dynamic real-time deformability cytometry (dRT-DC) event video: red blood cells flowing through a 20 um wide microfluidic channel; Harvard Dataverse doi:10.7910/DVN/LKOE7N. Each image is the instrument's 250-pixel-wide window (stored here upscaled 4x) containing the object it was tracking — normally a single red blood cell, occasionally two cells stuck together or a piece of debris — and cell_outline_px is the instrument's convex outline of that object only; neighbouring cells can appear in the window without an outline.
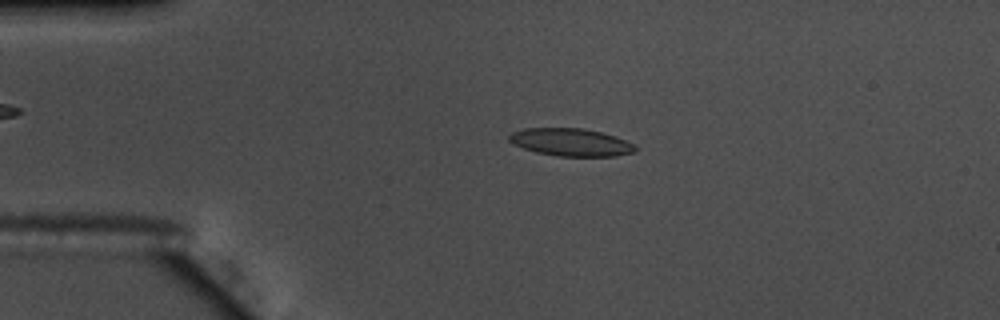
{"species": "common noctule bat (a hibernating species)", "species_latin": "Nyctalus noctula", "temperature_condition": "warm", "stored_images_in_passage": 55, "camera_frame_rate_fps": 3000, "um_per_image_px": 0.085, "animal": {"sex": "male", "body_mass_g": 17.5, "forearm_length_mm": 52.3}, "frame": {"image": 1, "passage_image": 12, "time_ms": 3.667, "image_size_px": [1000, 320], "cell_outline_px": [[636, 152], [616, 156], [556, 156], [536, 152], [512, 144], [508, 140], [508, 136], [512, 132], [524, 128], [580, 128], [600, 132], [616, 136], [632, 144], [636, 148]], "centroid_in_image_um": [48.49, 12.09], "position_along_channel_um": 36.5, "area_um2": 20.29}}
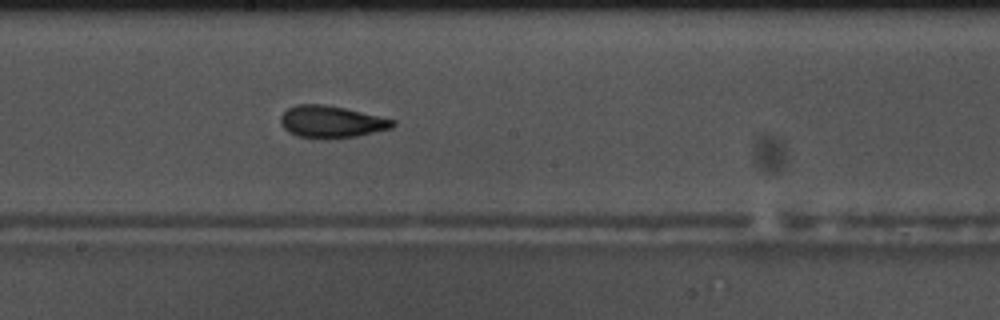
{"frame": {"image": 2, "passage_image": 30, "time_ms": 9.667, "image_size_px": [1000, 320], "cell_outline_px": [[396, 124], [392, 128], [356, 136], [324, 140], [296, 136], [288, 132], [280, 124], [280, 116], [288, 108], [296, 104], [324, 104], [344, 108], [396, 120]], "centroid_in_image_um": [28.13, 10.37], "position_along_channel_um": 220.1, "area_um2": 21.15}}
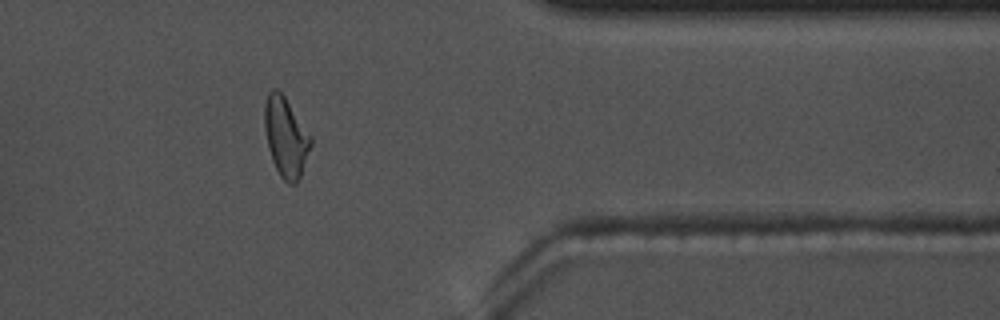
{"frame": {"image": 3, "passage_image": 45, "time_ms": 14.667, "image_size_px": [1000, 320], "cell_outline_px": [[312, 144], [300, 180], [296, 184], [288, 184], [280, 176], [272, 160], [268, 148], [264, 128], [264, 104], [268, 92], [272, 88], [276, 88], [284, 96], [312, 136]], "centroid_in_image_um": [24.3, 11.67], "position_along_channel_um": 387.1, "area_um2": 21.73}, "authors_computed_cell_mechanics": {"area_um2": 20.4034, "velocity_mm_per_s": 3.6724, "shape_relaxation_time_tau1_ms": 7.7785, "shape_relaxation_time_tau2_ms": 2.4914, "deformation_change_tau1": 0.1957, "deformation_change_tau2": 0.1095}}